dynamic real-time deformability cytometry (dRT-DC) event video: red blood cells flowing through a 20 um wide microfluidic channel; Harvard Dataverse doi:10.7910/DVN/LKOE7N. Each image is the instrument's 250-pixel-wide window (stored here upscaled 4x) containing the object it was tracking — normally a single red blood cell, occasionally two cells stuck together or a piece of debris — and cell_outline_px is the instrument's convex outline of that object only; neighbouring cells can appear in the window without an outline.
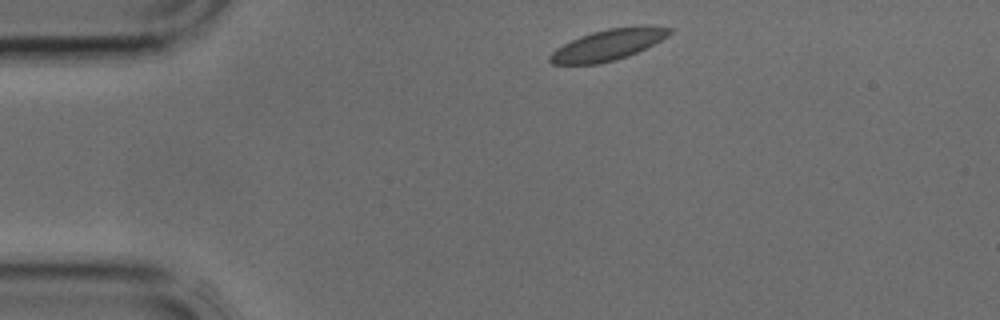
{"species": "common noctule bat (a hibernating species)", "species_latin": "Nyctalus noctula", "temperature_condition": "cold", "stored_images_in_passage": 2, "camera_frame_rate_fps": 3000, "um_per_image_px": 0.085, "animal": {"sex": "male", "body_mass_g": 17.9, "forearm_length_mm": 54.2}, "frame": {"image": 1, "passage_image": 1, "time_ms": 0.0, "image_size_px": [1000, 320], "cell_outline_px": [[672, 32], [668, 36], [628, 56], [616, 60], [600, 64], [552, 64], [548, 60], [548, 56], [556, 48], [580, 36], [592, 32], [608, 28], [672, 28]], "centroid_in_image_um": [51.57, 3.86], "position_along_channel_um": 33.4, "area_um2": 20.81}}